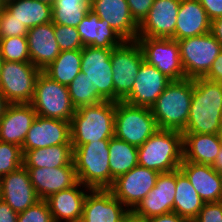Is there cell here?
<instances>
[{"label": "cell", "instance_id": "1", "mask_svg": "<svg viewBox=\"0 0 222 222\" xmlns=\"http://www.w3.org/2000/svg\"><path fill=\"white\" fill-rule=\"evenodd\" d=\"M221 111L222 84L204 77L194 78L189 117L182 133L219 134Z\"/></svg>", "mask_w": 222, "mask_h": 222}, {"label": "cell", "instance_id": "2", "mask_svg": "<svg viewBox=\"0 0 222 222\" xmlns=\"http://www.w3.org/2000/svg\"><path fill=\"white\" fill-rule=\"evenodd\" d=\"M194 79L172 81L150 108L158 129L183 132L189 117Z\"/></svg>", "mask_w": 222, "mask_h": 222}, {"label": "cell", "instance_id": "3", "mask_svg": "<svg viewBox=\"0 0 222 222\" xmlns=\"http://www.w3.org/2000/svg\"><path fill=\"white\" fill-rule=\"evenodd\" d=\"M115 102L103 101L76 109L71 122V144L83 145L114 137Z\"/></svg>", "mask_w": 222, "mask_h": 222}, {"label": "cell", "instance_id": "4", "mask_svg": "<svg viewBox=\"0 0 222 222\" xmlns=\"http://www.w3.org/2000/svg\"><path fill=\"white\" fill-rule=\"evenodd\" d=\"M183 162V134L167 129H157L138 147V165L167 173L179 169Z\"/></svg>", "mask_w": 222, "mask_h": 222}, {"label": "cell", "instance_id": "5", "mask_svg": "<svg viewBox=\"0 0 222 222\" xmlns=\"http://www.w3.org/2000/svg\"><path fill=\"white\" fill-rule=\"evenodd\" d=\"M72 146L78 182L90 189H110L109 139Z\"/></svg>", "mask_w": 222, "mask_h": 222}, {"label": "cell", "instance_id": "6", "mask_svg": "<svg viewBox=\"0 0 222 222\" xmlns=\"http://www.w3.org/2000/svg\"><path fill=\"white\" fill-rule=\"evenodd\" d=\"M36 115L71 122L76 112L69 96L68 86L52 80L43 71L38 75L31 102Z\"/></svg>", "mask_w": 222, "mask_h": 222}, {"label": "cell", "instance_id": "7", "mask_svg": "<svg viewBox=\"0 0 222 222\" xmlns=\"http://www.w3.org/2000/svg\"><path fill=\"white\" fill-rule=\"evenodd\" d=\"M157 129L150 108L133 106L124 101L115 102V137L140 147Z\"/></svg>", "mask_w": 222, "mask_h": 222}, {"label": "cell", "instance_id": "8", "mask_svg": "<svg viewBox=\"0 0 222 222\" xmlns=\"http://www.w3.org/2000/svg\"><path fill=\"white\" fill-rule=\"evenodd\" d=\"M40 73L32 63L2 61L0 91L10 104H31Z\"/></svg>", "mask_w": 222, "mask_h": 222}, {"label": "cell", "instance_id": "9", "mask_svg": "<svg viewBox=\"0 0 222 222\" xmlns=\"http://www.w3.org/2000/svg\"><path fill=\"white\" fill-rule=\"evenodd\" d=\"M178 43L185 79L204 77L222 52V46L210 32L178 40Z\"/></svg>", "mask_w": 222, "mask_h": 222}, {"label": "cell", "instance_id": "10", "mask_svg": "<svg viewBox=\"0 0 222 222\" xmlns=\"http://www.w3.org/2000/svg\"><path fill=\"white\" fill-rule=\"evenodd\" d=\"M114 102L123 101L131 92L144 57L137 41H125L121 46L112 49L110 57Z\"/></svg>", "mask_w": 222, "mask_h": 222}, {"label": "cell", "instance_id": "11", "mask_svg": "<svg viewBox=\"0 0 222 222\" xmlns=\"http://www.w3.org/2000/svg\"><path fill=\"white\" fill-rule=\"evenodd\" d=\"M143 53L144 61L155 66L172 81L185 79L181 62L180 47L172 38L138 37L136 39Z\"/></svg>", "mask_w": 222, "mask_h": 222}, {"label": "cell", "instance_id": "12", "mask_svg": "<svg viewBox=\"0 0 222 222\" xmlns=\"http://www.w3.org/2000/svg\"><path fill=\"white\" fill-rule=\"evenodd\" d=\"M81 51V73L107 101H114L112 49L84 46Z\"/></svg>", "mask_w": 222, "mask_h": 222}, {"label": "cell", "instance_id": "13", "mask_svg": "<svg viewBox=\"0 0 222 222\" xmlns=\"http://www.w3.org/2000/svg\"><path fill=\"white\" fill-rule=\"evenodd\" d=\"M159 174L156 170L137 165L115 179L109 190L127 209H134L154 188Z\"/></svg>", "mask_w": 222, "mask_h": 222}, {"label": "cell", "instance_id": "14", "mask_svg": "<svg viewBox=\"0 0 222 222\" xmlns=\"http://www.w3.org/2000/svg\"><path fill=\"white\" fill-rule=\"evenodd\" d=\"M180 3L181 0H154L138 25V37L173 39Z\"/></svg>", "mask_w": 222, "mask_h": 222}, {"label": "cell", "instance_id": "15", "mask_svg": "<svg viewBox=\"0 0 222 222\" xmlns=\"http://www.w3.org/2000/svg\"><path fill=\"white\" fill-rule=\"evenodd\" d=\"M0 198L17 214L40 200L24 165L0 178Z\"/></svg>", "mask_w": 222, "mask_h": 222}, {"label": "cell", "instance_id": "16", "mask_svg": "<svg viewBox=\"0 0 222 222\" xmlns=\"http://www.w3.org/2000/svg\"><path fill=\"white\" fill-rule=\"evenodd\" d=\"M171 82L172 80L155 66L144 61L139 68L130 94L123 101L133 106L151 108Z\"/></svg>", "mask_w": 222, "mask_h": 222}, {"label": "cell", "instance_id": "17", "mask_svg": "<svg viewBox=\"0 0 222 222\" xmlns=\"http://www.w3.org/2000/svg\"><path fill=\"white\" fill-rule=\"evenodd\" d=\"M61 144H71L70 122L36 116L21 149L24 154L28 150Z\"/></svg>", "mask_w": 222, "mask_h": 222}, {"label": "cell", "instance_id": "18", "mask_svg": "<svg viewBox=\"0 0 222 222\" xmlns=\"http://www.w3.org/2000/svg\"><path fill=\"white\" fill-rule=\"evenodd\" d=\"M127 210L109 189H91L80 222H121Z\"/></svg>", "mask_w": 222, "mask_h": 222}, {"label": "cell", "instance_id": "19", "mask_svg": "<svg viewBox=\"0 0 222 222\" xmlns=\"http://www.w3.org/2000/svg\"><path fill=\"white\" fill-rule=\"evenodd\" d=\"M39 199L45 200L54 193L69 189L78 183L74 165L56 168L26 167Z\"/></svg>", "mask_w": 222, "mask_h": 222}, {"label": "cell", "instance_id": "20", "mask_svg": "<svg viewBox=\"0 0 222 222\" xmlns=\"http://www.w3.org/2000/svg\"><path fill=\"white\" fill-rule=\"evenodd\" d=\"M175 190L176 170L160 173L154 188L148 192L146 197L133 210L148 219L173 212Z\"/></svg>", "mask_w": 222, "mask_h": 222}, {"label": "cell", "instance_id": "21", "mask_svg": "<svg viewBox=\"0 0 222 222\" xmlns=\"http://www.w3.org/2000/svg\"><path fill=\"white\" fill-rule=\"evenodd\" d=\"M90 10L107 21L125 41L138 38V24L130 14L127 0H91Z\"/></svg>", "mask_w": 222, "mask_h": 222}, {"label": "cell", "instance_id": "22", "mask_svg": "<svg viewBox=\"0 0 222 222\" xmlns=\"http://www.w3.org/2000/svg\"><path fill=\"white\" fill-rule=\"evenodd\" d=\"M31 63L43 71L61 52L54 31V23L32 27L26 35Z\"/></svg>", "mask_w": 222, "mask_h": 222}, {"label": "cell", "instance_id": "23", "mask_svg": "<svg viewBox=\"0 0 222 222\" xmlns=\"http://www.w3.org/2000/svg\"><path fill=\"white\" fill-rule=\"evenodd\" d=\"M90 190V188L78 182L75 186L54 193L45 199L54 221L80 222L84 200Z\"/></svg>", "mask_w": 222, "mask_h": 222}, {"label": "cell", "instance_id": "24", "mask_svg": "<svg viewBox=\"0 0 222 222\" xmlns=\"http://www.w3.org/2000/svg\"><path fill=\"white\" fill-rule=\"evenodd\" d=\"M36 116L31 104H10L0 119V141L22 147Z\"/></svg>", "mask_w": 222, "mask_h": 222}, {"label": "cell", "instance_id": "25", "mask_svg": "<svg viewBox=\"0 0 222 222\" xmlns=\"http://www.w3.org/2000/svg\"><path fill=\"white\" fill-rule=\"evenodd\" d=\"M179 169L187 176L205 203L222 201L220 177L211 165L183 161Z\"/></svg>", "mask_w": 222, "mask_h": 222}, {"label": "cell", "instance_id": "26", "mask_svg": "<svg viewBox=\"0 0 222 222\" xmlns=\"http://www.w3.org/2000/svg\"><path fill=\"white\" fill-rule=\"evenodd\" d=\"M83 46L113 49L125 40L116 33L105 20L89 9L87 15L77 26Z\"/></svg>", "mask_w": 222, "mask_h": 222}, {"label": "cell", "instance_id": "27", "mask_svg": "<svg viewBox=\"0 0 222 222\" xmlns=\"http://www.w3.org/2000/svg\"><path fill=\"white\" fill-rule=\"evenodd\" d=\"M211 21L199 0H181L175 26L174 40L210 32Z\"/></svg>", "mask_w": 222, "mask_h": 222}, {"label": "cell", "instance_id": "28", "mask_svg": "<svg viewBox=\"0 0 222 222\" xmlns=\"http://www.w3.org/2000/svg\"><path fill=\"white\" fill-rule=\"evenodd\" d=\"M183 134V161L212 165L222 146L219 134Z\"/></svg>", "mask_w": 222, "mask_h": 222}, {"label": "cell", "instance_id": "29", "mask_svg": "<svg viewBox=\"0 0 222 222\" xmlns=\"http://www.w3.org/2000/svg\"><path fill=\"white\" fill-rule=\"evenodd\" d=\"M73 155L72 144L53 145L26 151L23 154V165L36 168L74 165Z\"/></svg>", "mask_w": 222, "mask_h": 222}, {"label": "cell", "instance_id": "30", "mask_svg": "<svg viewBox=\"0 0 222 222\" xmlns=\"http://www.w3.org/2000/svg\"><path fill=\"white\" fill-rule=\"evenodd\" d=\"M204 203L187 176L180 169H177L173 212L192 222Z\"/></svg>", "mask_w": 222, "mask_h": 222}, {"label": "cell", "instance_id": "31", "mask_svg": "<svg viewBox=\"0 0 222 222\" xmlns=\"http://www.w3.org/2000/svg\"><path fill=\"white\" fill-rule=\"evenodd\" d=\"M28 29L52 22V5L37 0H13L4 6Z\"/></svg>", "mask_w": 222, "mask_h": 222}, {"label": "cell", "instance_id": "32", "mask_svg": "<svg viewBox=\"0 0 222 222\" xmlns=\"http://www.w3.org/2000/svg\"><path fill=\"white\" fill-rule=\"evenodd\" d=\"M108 149L112 186L115 179L138 165V147L114 136L109 139Z\"/></svg>", "mask_w": 222, "mask_h": 222}, {"label": "cell", "instance_id": "33", "mask_svg": "<svg viewBox=\"0 0 222 222\" xmlns=\"http://www.w3.org/2000/svg\"><path fill=\"white\" fill-rule=\"evenodd\" d=\"M81 61V49L61 51L43 72L52 80L68 86L81 72Z\"/></svg>", "mask_w": 222, "mask_h": 222}, {"label": "cell", "instance_id": "34", "mask_svg": "<svg viewBox=\"0 0 222 222\" xmlns=\"http://www.w3.org/2000/svg\"><path fill=\"white\" fill-rule=\"evenodd\" d=\"M91 0H57L52 5L54 25L77 27L90 9Z\"/></svg>", "mask_w": 222, "mask_h": 222}, {"label": "cell", "instance_id": "35", "mask_svg": "<svg viewBox=\"0 0 222 222\" xmlns=\"http://www.w3.org/2000/svg\"><path fill=\"white\" fill-rule=\"evenodd\" d=\"M69 96L76 109L82 106L94 105L106 99L97 91L87 76L79 73L68 85Z\"/></svg>", "mask_w": 222, "mask_h": 222}, {"label": "cell", "instance_id": "36", "mask_svg": "<svg viewBox=\"0 0 222 222\" xmlns=\"http://www.w3.org/2000/svg\"><path fill=\"white\" fill-rule=\"evenodd\" d=\"M0 54L2 61L31 63L26 36L0 39Z\"/></svg>", "mask_w": 222, "mask_h": 222}, {"label": "cell", "instance_id": "37", "mask_svg": "<svg viewBox=\"0 0 222 222\" xmlns=\"http://www.w3.org/2000/svg\"><path fill=\"white\" fill-rule=\"evenodd\" d=\"M23 165V153L20 146L0 141V178Z\"/></svg>", "mask_w": 222, "mask_h": 222}, {"label": "cell", "instance_id": "38", "mask_svg": "<svg viewBox=\"0 0 222 222\" xmlns=\"http://www.w3.org/2000/svg\"><path fill=\"white\" fill-rule=\"evenodd\" d=\"M54 31L61 51L77 50L84 47L77 27L54 25Z\"/></svg>", "mask_w": 222, "mask_h": 222}, {"label": "cell", "instance_id": "39", "mask_svg": "<svg viewBox=\"0 0 222 222\" xmlns=\"http://www.w3.org/2000/svg\"><path fill=\"white\" fill-rule=\"evenodd\" d=\"M28 28L19 22L3 6L0 8V39L7 37L26 36Z\"/></svg>", "mask_w": 222, "mask_h": 222}, {"label": "cell", "instance_id": "40", "mask_svg": "<svg viewBox=\"0 0 222 222\" xmlns=\"http://www.w3.org/2000/svg\"><path fill=\"white\" fill-rule=\"evenodd\" d=\"M17 222H55L45 200L40 199L18 214Z\"/></svg>", "mask_w": 222, "mask_h": 222}, {"label": "cell", "instance_id": "41", "mask_svg": "<svg viewBox=\"0 0 222 222\" xmlns=\"http://www.w3.org/2000/svg\"><path fill=\"white\" fill-rule=\"evenodd\" d=\"M192 222H222V201L204 203Z\"/></svg>", "mask_w": 222, "mask_h": 222}, {"label": "cell", "instance_id": "42", "mask_svg": "<svg viewBox=\"0 0 222 222\" xmlns=\"http://www.w3.org/2000/svg\"><path fill=\"white\" fill-rule=\"evenodd\" d=\"M154 0H127L130 14L139 25L147 16Z\"/></svg>", "mask_w": 222, "mask_h": 222}, {"label": "cell", "instance_id": "43", "mask_svg": "<svg viewBox=\"0 0 222 222\" xmlns=\"http://www.w3.org/2000/svg\"><path fill=\"white\" fill-rule=\"evenodd\" d=\"M210 21L222 17V0H199Z\"/></svg>", "mask_w": 222, "mask_h": 222}, {"label": "cell", "instance_id": "44", "mask_svg": "<svg viewBox=\"0 0 222 222\" xmlns=\"http://www.w3.org/2000/svg\"><path fill=\"white\" fill-rule=\"evenodd\" d=\"M204 78L222 84V52L217 56Z\"/></svg>", "mask_w": 222, "mask_h": 222}, {"label": "cell", "instance_id": "45", "mask_svg": "<svg viewBox=\"0 0 222 222\" xmlns=\"http://www.w3.org/2000/svg\"><path fill=\"white\" fill-rule=\"evenodd\" d=\"M18 214L0 198V222H17Z\"/></svg>", "mask_w": 222, "mask_h": 222}, {"label": "cell", "instance_id": "46", "mask_svg": "<svg viewBox=\"0 0 222 222\" xmlns=\"http://www.w3.org/2000/svg\"><path fill=\"white\" fill-rule=\"evenodd\" d=\"M148 222H189L187 219L180 217L175 212L162 214L160 216L151 217Z\"/></svg>", "mask_w": 222, "mask_h": 222}, {"label": "cell", "instance_id": "47", "mask_svg": "<svg viewBox=\"0 0 222 222\" xmlns=\"http://www.w3.org/2000/svg\"><path fill=\"white\" fill-rule=\"evenodd\" d=\"M210 33L222 46V17L211 21Z\"/></svg>", "mask_w": 222, "mask_h": 222}, {"label": "cell", "instance_id": "48", "mask_svg": "<svg viewBox=\"0 0 222 222\" xmlns=\"http://www.w3.org/2000/svg\"><path fill=\"white\" fill-rule=\"evenodd\" d=\"M121 222H148V218L136 213L133 209H128Z\"/></svg>", "mask_w": 222, "mask_h": 222}, {"label": "cell", "instance_id": "49", "mask_svg": "<svg viewBox=\"0 0 222 222\" xmlns=\"http://www.w3.org/2000/svg\"><path fill=\"white\" fill-rule=\"evenodd\" d=\"M216 171H218L220 181L222 184V146L220 148L219 153L217 154V157L214 161V163L211 165Z\"/></svg>", "mask_w": 222, "mask_h": 222}, {"label": "cell", "instance_id": "50", "mask_svg": "<svg viewBox=\"0 0 222 222\" xmlns=\"http://www.w3.org/2000/svg\"><path fill=\"white\" fill-rule=\"evenodd\" d=\"M10 105L5 95L0 91V119L5 115V112Z\"/></svg>", "mask_w": 222, "mask_h": 222}, {"label": "cell", "instance_id": "51", "mask_svg": "<svg viewBox=\"0 0 222 222\" xmlns=\"http://www.w3.org/2000/svg\"><path fill=\"white\" fill-rule=\"evenodd\" d=\"M13 0H0V7L5 6L6 4L12 2Z\"/></svg>", "mask_w": 222, "mask_h": 222}, {"label": "cell", "instance_id": "52", "mask_svg": "<svg viewBox=\"0 0 222 222\" xmlns=\"http://www.w3.org/2000/svg\"><path fill=\"white\" fill-rule=\"evenodd\" d=\"M37 1H42V2H46L50 5H53L57 0H37Z\"/></svg>", "mask_w": 222, "mask_h": 222}, {"label": "cell", "instance_id": "53", "mask_svg": "<svg viewBox=\"0 0 222 222\" xmlns=\"http://www.w3.org/2000/svg\"><path fill=\"white\" fill-rule=\"evenodd\" d=\"M219 136H220V138L222 140V125H221V128H220Z\"/></svg>", "mask_w": 222, "mask_h": 222}, {"label": "cell", "instance_id": "54", "mask_svg": "<svg viewBox=\"0 0 222 222\" xmlns=\"http://www.w3.org/2000/svg\"><path fill=\"white\" fill-rule=\"evenodd\" d=\"M1 63H2V56L0 54V67H1Z\"/></svg>", "mask_w": 222, "mask_h": 222}]
</instances>
